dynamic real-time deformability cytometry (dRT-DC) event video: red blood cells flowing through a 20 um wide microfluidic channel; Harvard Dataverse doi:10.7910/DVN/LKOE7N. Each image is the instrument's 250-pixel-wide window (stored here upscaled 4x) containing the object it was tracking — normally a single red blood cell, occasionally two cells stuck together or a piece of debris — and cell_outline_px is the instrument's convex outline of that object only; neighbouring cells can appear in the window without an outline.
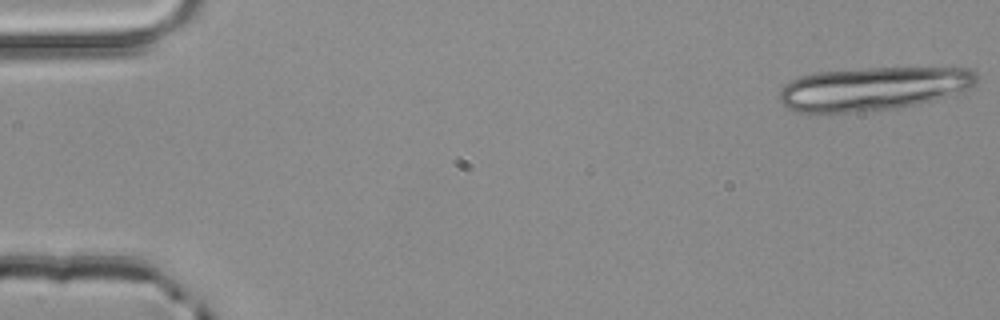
{"species": "common noctule bat (a hibernating species)", "species_latin": "Nyctalus noctula", "temperature_condition": "room temperature", "stored_images_in_passage": 3, "camera_frame_rate_fps": 3000, "um_per_image_px": 0.085, "animal": {"sex": "male", "body_mass_g": 20.4}, "frame": {"image": 1, "passage_image": 1, "time_ms": 0.0, "image_size_px": [1000, 320], "cell_outline_px": [[976, 84], [964, 92], [900, 108], [876, 112], [808, 116], [796, 112], [788, 108], [780, 100], [780, 92], [788, 80], [800, 76], [816, 72], [868, 68], [972, 68], [976, 72]], "centroid_in_image_um": [74.15, 7.59], "position_along_channel_um": 10.9, "area_um2": 51.5}}